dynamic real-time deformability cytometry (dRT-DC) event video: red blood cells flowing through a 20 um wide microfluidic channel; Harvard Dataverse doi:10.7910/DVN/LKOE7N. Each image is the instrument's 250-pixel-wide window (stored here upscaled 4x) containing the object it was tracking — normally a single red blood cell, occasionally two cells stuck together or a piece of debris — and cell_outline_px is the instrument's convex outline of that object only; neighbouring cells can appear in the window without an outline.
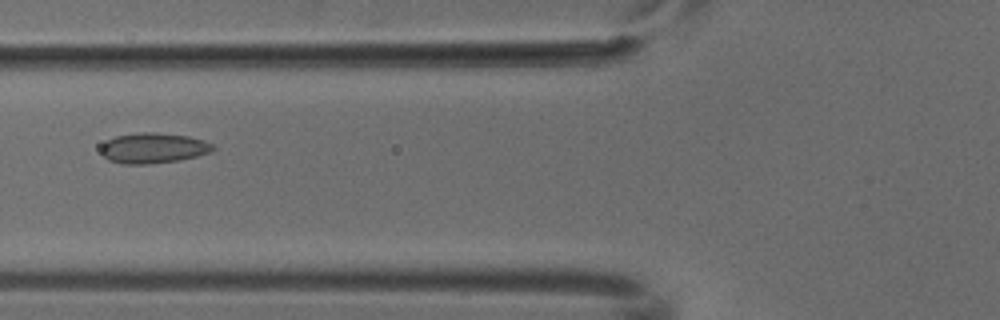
{"species": "common noctule bat (a hibernating species)", "species_latin": "Nyctalus noctula", "temperature_condition": "cold", "stored_images_in_passage": 4, "camera_frame_rate_fps": 3000, "um_per_image_px": 0.085, "animal": {"sex": "male", "body_mass_g": 18.8}, "frame": {"image": 1, "passage_image": 4, "time_ms": 1.0, "image_size_px": [1000, 320], "cell_outline_px": [[216, 148], [212, 152], [180, 160], [148, 164], [124, 164], [108, 160], [100, 152], [100, 148], [108, 140], [116, 136], [140, 132], [152, 132], [188, 136], [204, 140], [212, 144]], "centroid_in_image_um": [13.04, 12.59], "position_along_channel_um": 112.8, "area_um2": 19.83}}